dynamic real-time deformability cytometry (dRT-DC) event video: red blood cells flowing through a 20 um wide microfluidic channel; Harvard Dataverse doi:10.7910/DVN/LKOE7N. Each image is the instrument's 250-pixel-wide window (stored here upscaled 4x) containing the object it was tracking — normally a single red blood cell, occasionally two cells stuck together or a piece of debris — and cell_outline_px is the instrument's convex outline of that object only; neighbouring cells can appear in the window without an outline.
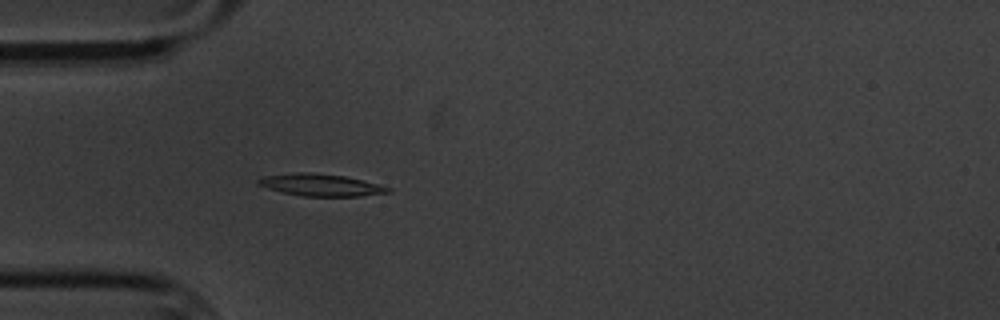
{"species": "common noctule bat (a hibernating species)", "species_latin": "Nyctalus noctula", "temperature_condition": "cold", "stored_images_in_passage": 5, "camera_frame_rate_fps": 3000, "um_per_image_px": 0.085, "animal": {"sex": "male", "body_mass_g": 20.1, "forearm_length_mm": 53.5}, "frame": {"image": 1, "passage_image": 5, "time_ms": 5.0, "image_size_px": [1000, 320], "cell_outline_px": [[392, 192], [360, 196], [304, 196], [284, 192], [268, 188], [256, 184], [256, 180], [260, 176], [296, 172], [312, 172], [344, 176], [392, 188]], "centroid_in_image_um": [27.21, 15.71], "position_along_channel_um": 57.8, "area_um2": 16.65}}